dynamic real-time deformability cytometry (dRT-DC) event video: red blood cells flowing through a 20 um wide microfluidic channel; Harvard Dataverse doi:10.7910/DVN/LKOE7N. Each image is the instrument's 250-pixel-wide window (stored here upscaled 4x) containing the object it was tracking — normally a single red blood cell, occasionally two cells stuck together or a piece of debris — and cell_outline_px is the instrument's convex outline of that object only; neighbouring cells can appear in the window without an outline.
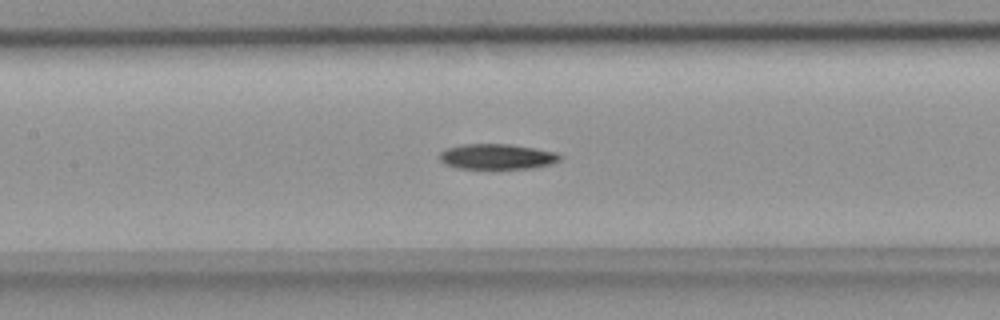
{"species": "common noctule bat (a hibernating species)", "species_latin": "Nyctalus noctula", "temperature_condition": "room temperature", "stored_images_in_passage": 52, "camera_frame_rate_fps": 3000, "um_per_image_px": 0.085, "animal": {"sex": "female", "body_mass_g": 18.4}, "frame": {"image": 1, "passage_image": 23, "time_ms": 7.333, "image_size_px": [1000, 320], "cell_outline_px": [[564, 156], [560, 160], [548, 164], [532, 168], [456, 168], [444, 164], [440, 160], [440, 152], [448, 148], [464, 144], [508, 144], [556, 152]], "centroid_in_image_um": [42.24, 13.31], "position_along_channel_um": 165.2, "area_um2": 17.57}}
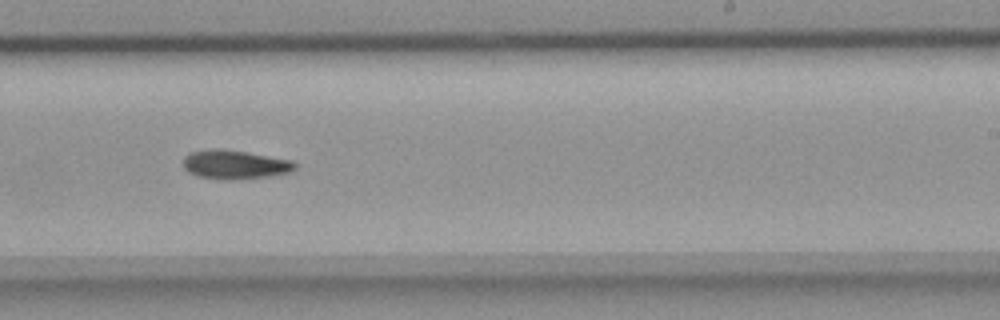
{"frame": {"image": 2, "passage_image": 31, "time_ms": 10.0, "image_size_px": [1000, 320], "cell_outline_px": [[296, 168], [292, 172], [272, 176], [228, 180], [196, 176], [188, 172], [184, 168], [184, 156], [192, 152], [216, 148], [244, 152], [292, 160], [296, 164]], "centroid_in_image_um": [19.98, 14.0], "position_along_channel_um": 269.0, "area_um2": 18.73}}
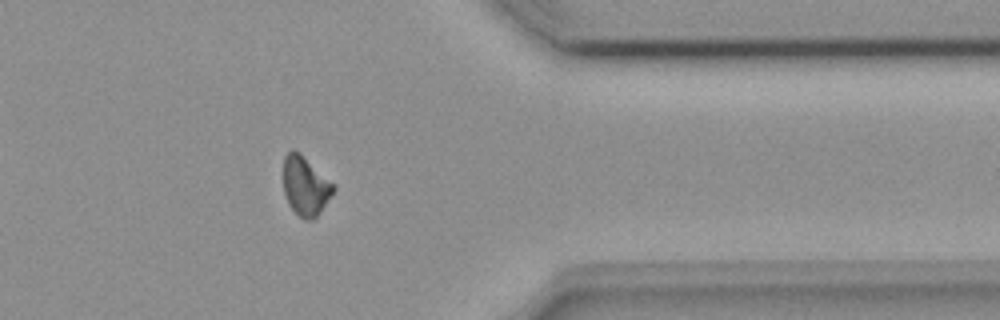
{"frame": {"image": 3, "passage_image": 41, "time_ms": 13.333, "image_size_px": [1000, 320], "cell_outline_px": [[336, 188], [332, 196], [320, 212], [312, 220], [304, 220], [288, 204], [284, 192], [284, 156], [292, 148], [300, 152], [336, 184]], "centroid_in_image_um": [25.99, 15.78], "position_along_channel_um": 385.4, "area_um2": 17.51}, "authors_computed_cell_mechanics": {"area_um2": 17.7735, "velocity_mm_per_s": 3.9125, "shape_relaxation_time_tau1_ms": 8.4874, "shape_relaxation_time_tau2_ms": null, "deformation_change_tau1": 0.1691, "deformation_change_tau2": null}}